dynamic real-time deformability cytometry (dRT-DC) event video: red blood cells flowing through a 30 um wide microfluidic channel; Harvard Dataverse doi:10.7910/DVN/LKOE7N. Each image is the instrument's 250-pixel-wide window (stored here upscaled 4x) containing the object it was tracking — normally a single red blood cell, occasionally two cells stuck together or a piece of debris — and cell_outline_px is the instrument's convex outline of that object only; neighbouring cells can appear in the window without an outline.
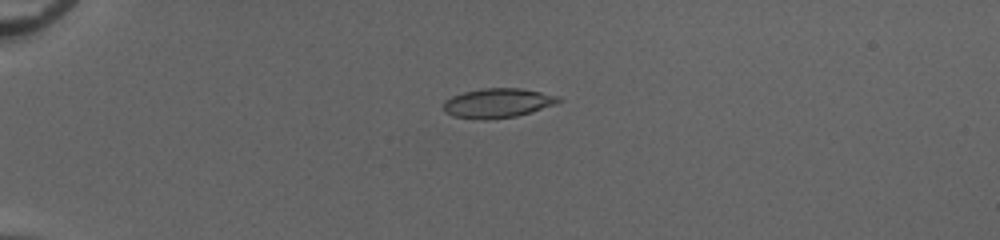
{"species": "common noctule bat (a hibernating species)", "species_latin": "Nyctalus noctula", "temperature_condition": "cold", "stored_images_in_passage": 54, "camera_frame_rate_fps": 3000, "um_per_image_px": 0.085, "animal": {"sex": "female", "body_mass_g": 20.0, "forearm_length_mm": 54.0}, "frame": {"image": 1, "passage_image": 16, "time_ms": 5.0, "image_size_px": [1000, 240], "cell_outline_px": [[564, 100], [556, 104], [516, 116], [488, 120], [480, 120], [452, 116], [444, 112], [444, 100], [452, 96], [464, 92], [480, 88], [520, 88], [560, 96]], "centroid_in_image_um": [42.29, 8.76], "position_along_channel_um": 42.7, "area_um2": 19.88}}
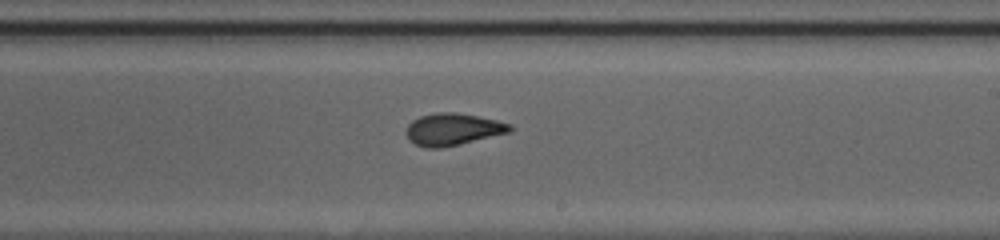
{"frame": {"image": 2, "passage_image": 35, "time_ms": 11.333, "image_size_px": [1000, 240], "cell_outline_px": [[516, 128], [512, 132], [440, 148], [424, 148], [408, 140], [404, 132], [408, 124], [412, 120], [420, 116], [436, 112], [456, 112], [496, 120], [512, 124]], "centroid_in_image_um": [38.49, 10.99], "position_along_channel_um": 250.5, "area_um2": 19.59}}
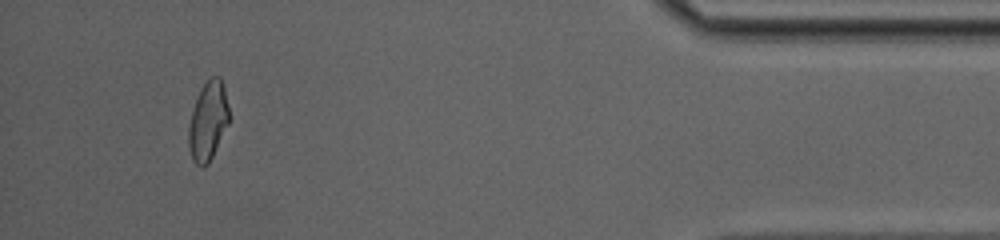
{"frame": {"image": 3, "passage_image": 51, "time_ms": 16.667, "image_size_px": [1000, 240], "cell_outline_px": [[228, 124], [208, 164], [204, 168], [200, 168], [192, 160], [188, 148], [188, 128], [192, 112], [200, 88], [212, 76], [220, 76], [224, 84], [228, 108]], "centroid_in_image_um": [17.66, 10.31], "position_along_channel_um": 417.5, "area_um2": 18.55}, "authors_computed_cell_mechanics": {"area_um2": 19.2474, "velocity_mm_per_s": 4.0864, "shape_relaxation_time_tau1_ms": null, "shape_relaxation_time_tau2_ms": 1.1776, "deformation_change_tau1": null, "deformation_change_tau2": 0.0676}}